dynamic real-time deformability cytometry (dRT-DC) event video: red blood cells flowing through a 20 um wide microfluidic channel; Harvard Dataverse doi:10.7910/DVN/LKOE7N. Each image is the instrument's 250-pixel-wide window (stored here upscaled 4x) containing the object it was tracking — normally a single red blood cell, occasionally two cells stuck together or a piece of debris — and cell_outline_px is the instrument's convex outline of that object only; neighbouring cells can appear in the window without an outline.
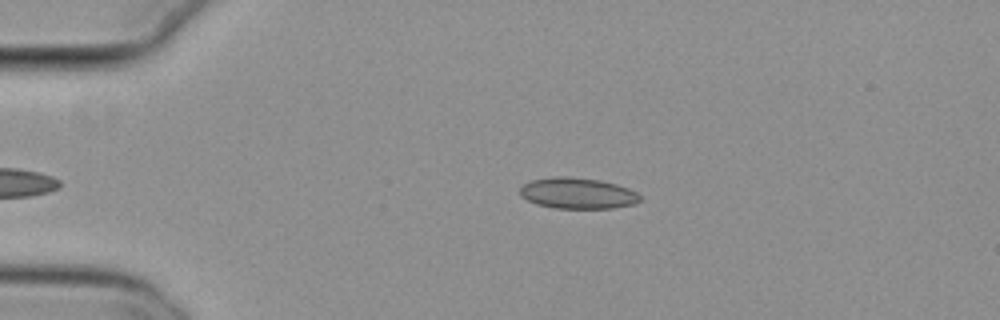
{"species": "common noctule bat (a hibernating species)", "species_latin": "Nyctalus noctula", "temperature_condition": "cold", "stored_images_in_passage": 38, "camera_frame_rate_fps": 3000, "um_per_image_px": 0.085, "animal": {"sex": "female", "body_mass_g": 29.2, "forearm_length_mm": 56.3}, "frame": {"image": 1, "passage_image": 2, "time_ms": 0.333, "image_size_px": [1000, 320], "cell_outline_px": [[640, 200], [636, 204], [612, 208], [556, 208], [536, 204], [520, 196], [520, 188], [524, 184], [532, 180], [552, 176], [568, 176], [600, 180], [616, 184], [628, 188], [636, 192], [640, 196]], "centroid_in_image_um": [49.09, 16.42], "position_along_channel_um": 35.9, "area_um2": 21.73}}
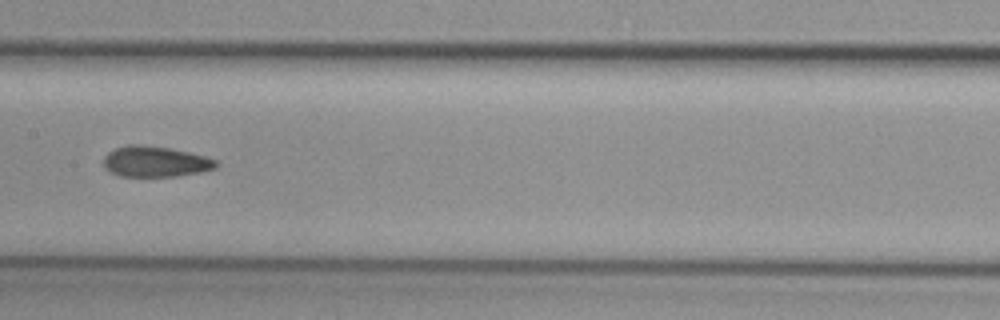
{"frame": {"image": 2, "passage_image": 18, "time_ms": 5.667, "image_size_px": [1000, 320], "cell_outline_px": [[220, 164], [216, 168], [200, 172], [176, 176], [120, 176], [104, 168], [104, 156], [108, 152], [116, 148], [128, 144], [136, 144], [168, 148], [188, 152], [204, 156], [216, 160]], "centroid_in_image_um": [13.2, 13.74], "position_along_channel_um": 194.2, "area_um2": 20.0}}
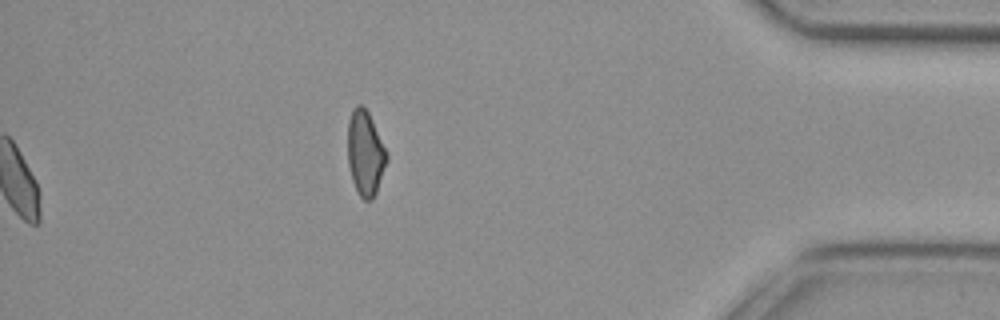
{"frame": {"image": 3, "passage_image": 38, "time_ms": 12.333, "image_size_px": [1000, 320], "cell_outline_px": [[388, 160], [376, 192], [372, 200], [364, 200], [356, 192], [352, 180], [348, 164], [348, 120], [352, 108], [356, 104], [360, 104], [368, 112], [372, 120], [388, 156]], "centroid_in_image_um": [31.03, 13.03], "position_along_channel_um": 404.2, "area_um2": 19.25}, "authors_computed_cell_mechanics": {"area_um2": 20.4901, "velocity_mm_per_s": 3.7954, "shape_relaxation_time_tau1_ms": null, "shape_relaxation_time_tau2_ms": 2.9356, "deformation_change_tau1": null, "deformation_change_tau2": 0.0798}}